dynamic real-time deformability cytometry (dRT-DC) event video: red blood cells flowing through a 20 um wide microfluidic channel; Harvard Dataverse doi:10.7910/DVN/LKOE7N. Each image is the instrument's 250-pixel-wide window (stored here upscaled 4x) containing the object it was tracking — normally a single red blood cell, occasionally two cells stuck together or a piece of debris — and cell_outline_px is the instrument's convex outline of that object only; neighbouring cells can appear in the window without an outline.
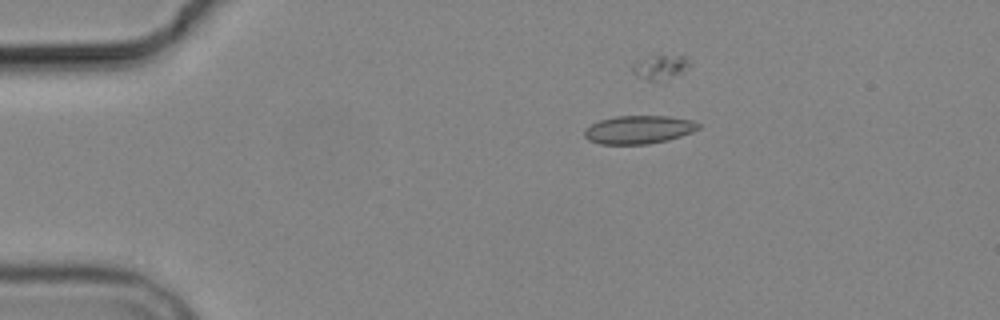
{"species": "common noctule bat (a hibernating species)", "species_latin": "Nyctalus noctula", "temperature_condition": "cold", "stored_images_in_passage": 6, "camera_frame_rate_fps": 3000, "um_per_image_px": 0.085, "animal": {"sex": "male", "body_mass_g": 19.2, "forearm_length_mm": 51.8}, "frame": {"image": 1, "passage_image": 1, "time_ms": 0.0, "image_size_px": [1000, 320], "cell_outline_px": [[700, 128], [692, 132], [668, 140], [648, 144], [600, 144], [588, 140], [584, 136], [584, 128], [600, 120], [616, 116], [668, 116], [692, 120], [700, 124]], "centroid_in_image_um": [54.28, 11.02], "position_along_channel_um": 30.7, "area_um2": 18.79}}